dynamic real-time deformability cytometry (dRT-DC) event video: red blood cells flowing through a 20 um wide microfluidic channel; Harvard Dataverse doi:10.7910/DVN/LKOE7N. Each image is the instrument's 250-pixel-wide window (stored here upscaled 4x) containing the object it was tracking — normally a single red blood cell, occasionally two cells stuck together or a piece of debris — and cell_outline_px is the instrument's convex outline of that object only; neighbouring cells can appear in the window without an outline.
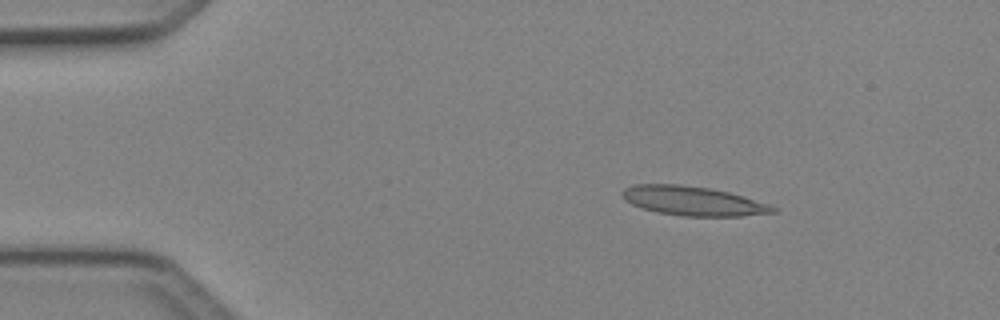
{"species": "Egyptian fruit bat (a non-hibernating species)", "species_latin": "Rousettus aegyptiacus", "temperature_condition": "cold", "stored_images_in_passage": 3, "camera_frame_rate_fps": 3000, "um_per_image_px": 0.085, "animal": {"sex": "female"}, "frame": {"image": 1, "passage_image": 1, "time_ms": 0.0, "image_size_px": [1000, 320], "cell_outline_px": [[776, 212], [744, 216], [680, 216], [656, 212], [640, 208], [632, 204], [620, 192], [624, 188], [632, 184], [680, 184], [708, 188], [728, 192], [744, 196], [768, 204], [776, 208]], "centroid_in_image_um": [58.89, 17.08], "position_along_channel_um": 26.1, "area_um2": 25.66}}
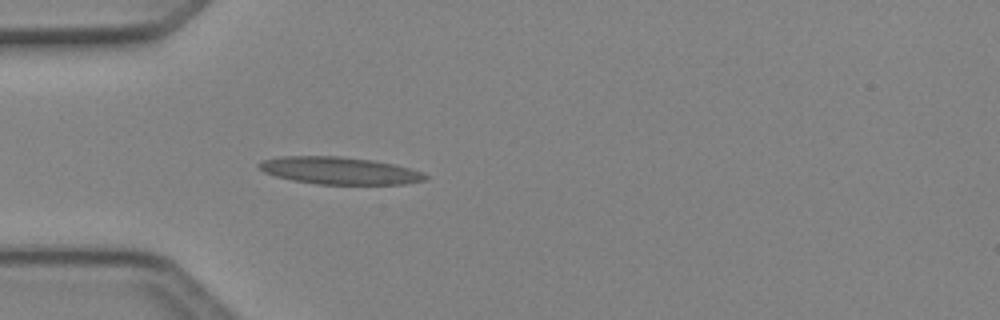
{"frame": {"image": 2, "passage_image": 3, "time_ms": 0.667, "image_size_px": [1000, 320], "cell_outline_px": [[428, 180], [404, 184], [316, 184], [292, 180], [276, 176], [264, 172], [256, 164], [264, 160], [280, 156], [340, 156], [372, 160], [396, 164], [412, 168], [428, 176]], "centroid_in_image_um": [28.88, 14.5], "position_along_channel_um": 56.1, "area_um2": 26.53}}